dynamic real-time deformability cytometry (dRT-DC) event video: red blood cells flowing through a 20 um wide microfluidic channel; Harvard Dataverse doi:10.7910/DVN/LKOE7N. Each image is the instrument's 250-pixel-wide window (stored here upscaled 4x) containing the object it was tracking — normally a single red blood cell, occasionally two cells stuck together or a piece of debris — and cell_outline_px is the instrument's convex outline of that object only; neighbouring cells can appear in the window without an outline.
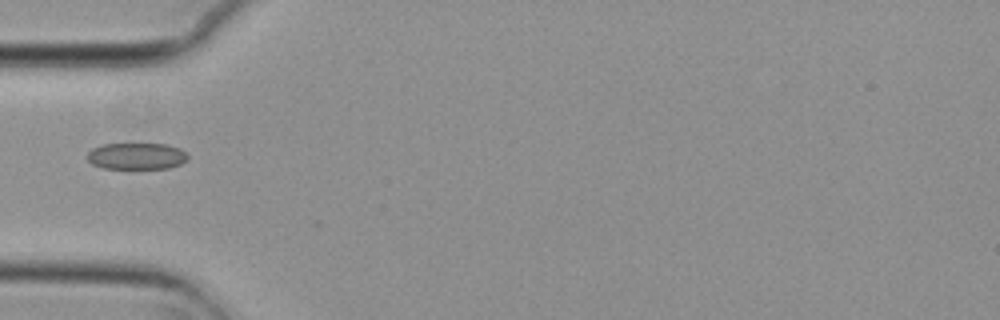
{"species": "common noctule bat (a hibernating species)", "species_latin": "Nyctalus noctula", "temperature_condition": "cold", "stored_images_in_passage": 5, "camera_frame_rate_fps": 3000, "um_per_image_px": 0.085, "animal": {"sex": "female", "body_mass_g": 29.2, "forearm_length_mm": 56.3}, "frame": {"image": 1, "passage_image": 2, "time_ms": 0.333, "image_size_px": [1000, 320], "cell_outline_px": [[188, 160], [180, 164], [168, 168], [104, 168], [92, 164], [88, 160], [88, 152], [92, 148], [104, 144], [168, 144], [180, 148], [188, 156]], "centroid_in_image_um": [11.62, 13.26], "position_along_channel_um": 73.4, "area_um2": 15.49}}
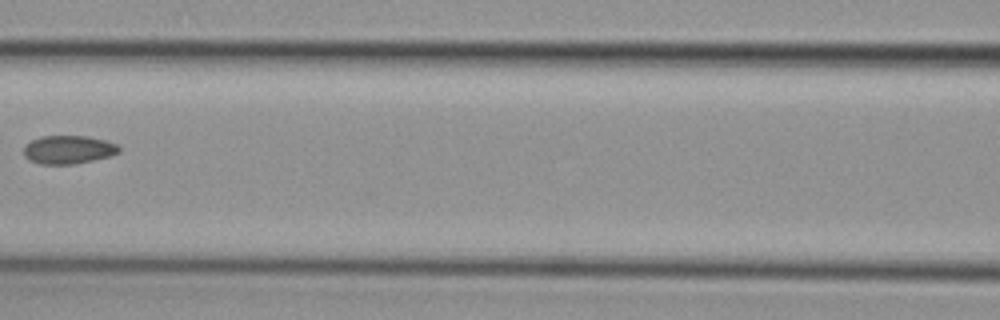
{"frame": {"image": 2, "passage_image": 4, "time_ms": 1.0, "image_size_px": [1000, 320], "cell_outline_px": [[120, 152], [108, 156], [92, 160], [72, 164], [40, 164], [28, 160], [24, 156], [24, 144], [40, 136], [88, 136], [104, 140], [116, 144], [120, 148]], "centroid_in_image_um": [5.77, 12.71], "position_along_channel_um": 160.8, "area_um2": 15.72}}
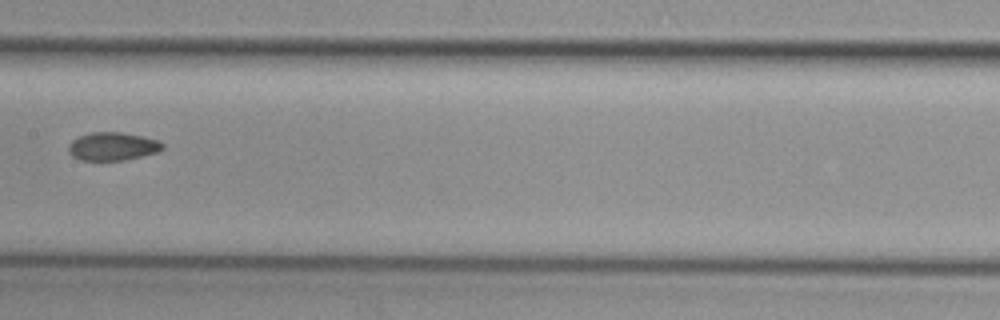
{"frame": {"image": 3, "passage_image": 5, "time_ms": 1.333, "image_size_px": [1000, 320], "cell_outline_px": [[164, 148], [156, 152], [124, 160], [80, 160], [72, 156], [68, 152], [68, 144], [72, 140], [80, 136], [92, 132], [124, 132], [144, 136], [160, 140], [164, 144]], "centroid_in_image_um": [9.58, 12.43], "position_along_channel_um": 197.8, "area_um2": 15.55}}